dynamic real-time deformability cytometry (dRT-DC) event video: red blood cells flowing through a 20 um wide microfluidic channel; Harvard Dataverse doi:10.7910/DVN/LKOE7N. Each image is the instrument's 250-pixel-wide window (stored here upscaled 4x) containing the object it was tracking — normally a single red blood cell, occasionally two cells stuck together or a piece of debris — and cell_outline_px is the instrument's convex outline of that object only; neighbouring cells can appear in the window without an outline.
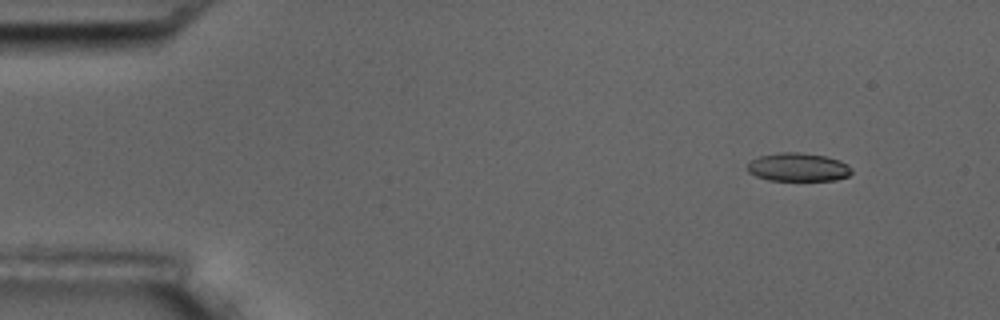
{"species": "common noctule bat (a hibernating species)", "species_latin": "Nyctalus noctula", "temperature_condition": "room temperature", "stored_images_in_passage": 4, "camera_frame_rate_fps": 3000, "um_per_image_px": 0.085, "animal": {"sex": "male", "body_mass_g": 17.5, "forearm_length_mm": 52.3}, "frame": {"image": 1, "passage_image": 1, "time_ms": 0.0, "image_size_px": [1000, 320], "cell_outline_px": [[852, 172], [848, 176], [832, 180], [768, 180], [756, 176], [748, 172], [748, 164], [752, 160], [760, 156], [780, 152], [800, 152], [824, 156], [840, 160], [848, 164], [852, 168]], "centroid_in_image_um": [67.85, 14.2], "position_along_channel_um": 17.1, "area_um2": 17.17}}
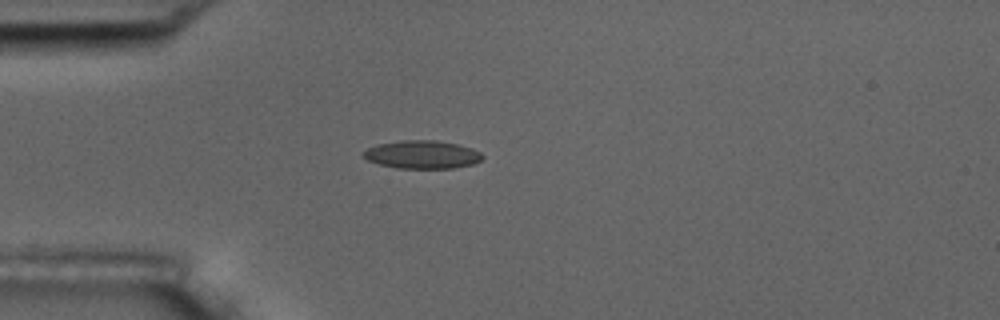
{"frame": {"image": 2, "passage_image": 4, "time_ms": 3.333, "image_size_px": [1000, 320], "cell_outline_px": [[484, 156], [480, 160], [472, 164], [452, 168], [396, 168], [380, 164], [368, 160], [360, 152], [376, 144], [400, 140], [436, 140], [456, 144], [472, 148], [480, 152]], "centroid_in_image_um": [35.86, 13.13], "position_along_channel_um": 49.1, "area_um2": 19.48}}